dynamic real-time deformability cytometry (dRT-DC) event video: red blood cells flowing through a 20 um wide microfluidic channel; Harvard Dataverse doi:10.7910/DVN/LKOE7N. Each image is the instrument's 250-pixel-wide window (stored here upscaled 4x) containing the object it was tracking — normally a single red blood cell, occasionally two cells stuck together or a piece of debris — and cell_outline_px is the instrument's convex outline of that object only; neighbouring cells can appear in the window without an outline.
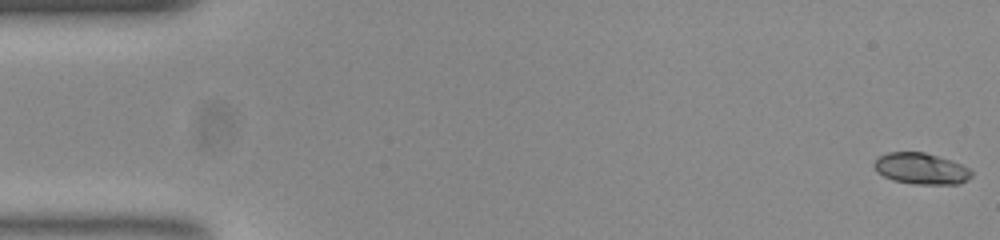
{"species": "common noctule bat (a hibernating species)", "species_latin": "Nyctalus noctula", "temperature_condition": "room temperature", "stored_images_in_passage": 53, "camera_frame_rate_fps": 3000, "um_per_image_px": 0.085, "animal": {"sex": "female", "body_mass_g": 23.0, "forearm_length_mm": 53.4}, "frame": {"image": 1, "passage_image": 1, "time_ms": 0.0, "image_size_px": [1000, 240], "cell_outline_px": [[972, 176], [968, 180], [960, 184], [916, 184], [892, 180], [876, 172], [872, 164], [880, 156], [888, 152], [924, 152], [952, 160], [968, 168], [972, 172]], "centroid_in_image_um": [78.29, 14.34], "position_along_channel_um": 6.7, "area_um2": 17.8}}
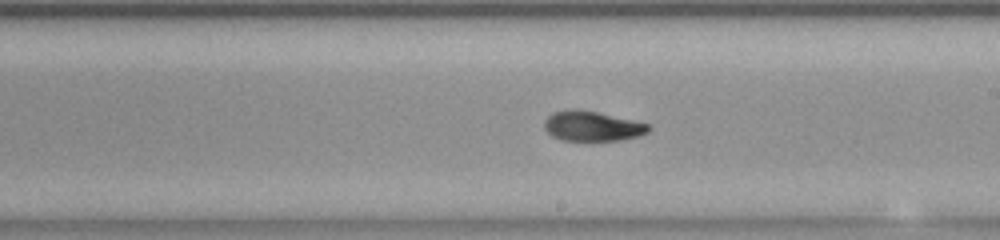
{"frame": {"image": 2, "passage_image": 30, "time_ms": 9.667, "image_size_px": [1000, 240], "cell_outline_px": [[652, 128], [648, 132], [640, 136], [620, 140], [560, 140], [552, 136], [544, 128], [544, 120], [552, 112], [596, 112], [632, 120], [648, 124]], "centroid_in_image_um": [50.37, 10.77], "position_along_channel_um": 238.6, "area_um2": 17.51}}
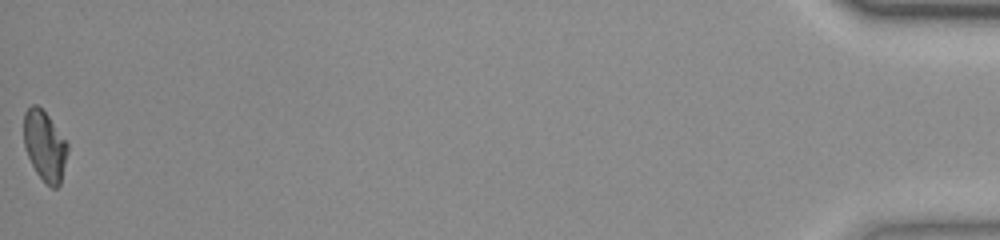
{"frame": {"image": 3, "passage_image": 53, "time_ms": 17.333, "image_size_px": [1000, 240], "cell_outline_px": [[68, 148], [60, 184], [56, 188], [52, 188], [36, 172], [28, 156], [24, 144], [24, 112], [32, 104], [36, 104], [48, 116], [68, 144]], "centroid_in_image_um": [3.79, 12.38], "position_along_channel_um": 431.4, "area_um2": 17.46}, "authors_computed_cell_mechanics": {"area_um2": 18.1492, "velocity_mm_per_s": 3.8733, "shape_relaxation_time_tau1_ms": 4.622, "shape_relaxation_time_tau2_ms": 1.3781, "deformation_change_tau1": 0.1646, "deformation_change_tau2": 0.0445}}